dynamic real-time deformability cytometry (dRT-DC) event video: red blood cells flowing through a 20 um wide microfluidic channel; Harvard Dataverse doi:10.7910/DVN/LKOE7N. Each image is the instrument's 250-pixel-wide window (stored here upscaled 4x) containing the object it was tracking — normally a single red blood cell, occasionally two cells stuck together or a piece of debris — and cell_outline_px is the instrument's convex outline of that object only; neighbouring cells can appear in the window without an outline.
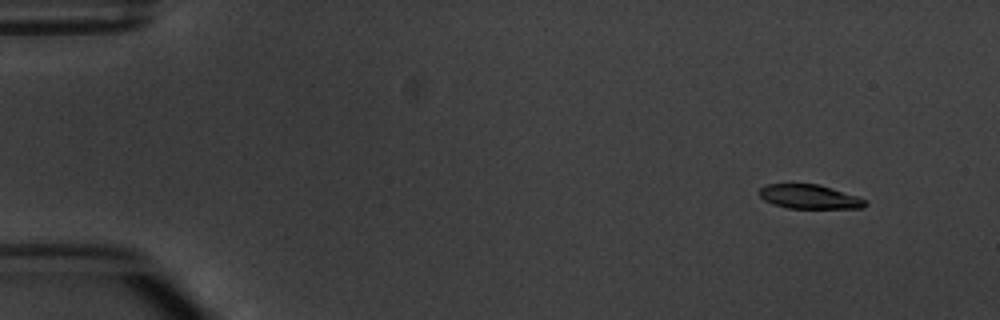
{"species": "common noctule bat (a hibernating species)", "species_latin": "Nyctalus noctula", "temperature_condition": "warm", "stored_images_in_passage": 7, "camera_frame_rate_fps": 3000, "um_per_image_px": 0.085, "animal": {"sex": "male", "body_mass_g": 20.1, "forearm_length_mm": 53.5}, "frame": {"image": 1, "passage_image": 2, "time_ms": 1.0, "image_size_px": [1000, 320], "cell_outline_px": [[868, 204], [864, 208], [788, 208], [772, 204], [764, 200], [756, 192], [760, 188], [768, 184], [820, 184], [856, 196], [864, 200]], "centroid_in_image_um": [68.76, 16.72], "position_along_channel_um": 16.2, "area_um2": 14.91}}
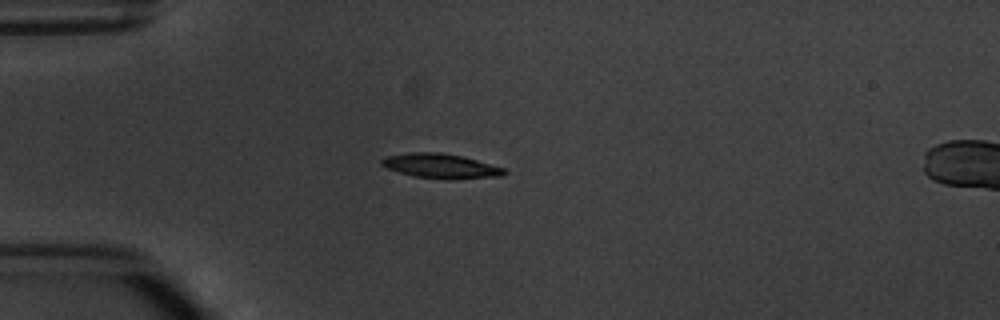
{"frame": {"image": 2, "passage_image": 4, "time_ms": 4.333, "image_size_px": [1000, 320], "cell_outline_px": [[508, 172], [500, 176], [412, 176], [388, 168], [380, 164], [380, 160], [384, 156], [412, 152], [440, 152], [460, 156], [476, 160], [504, 168]], "centroid_in_image_um": [37.35, 14.04], "position_along_channel_um": 47.7, "area_um2": 16.3}}
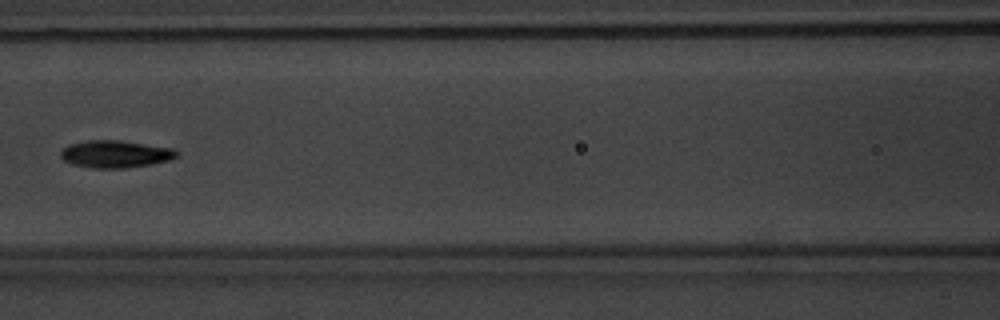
{"frame": {"image": 3, "passage_image": 7, "time_ms": 7.667, "image_size_px": [1000, 320], "cell_outline_px": [[180, 152], [172, 160], [152, 164], [124, 168], [92, 168], [72, 164], [64, 160], [60, 156], [60, 152], [68, 144], [88, 140], [120, 140], [176, 148]], "centroid_in_image_um": [9.85, 13.09], "position_along_channel_um": 156.7, "area_um2": 18.73}}